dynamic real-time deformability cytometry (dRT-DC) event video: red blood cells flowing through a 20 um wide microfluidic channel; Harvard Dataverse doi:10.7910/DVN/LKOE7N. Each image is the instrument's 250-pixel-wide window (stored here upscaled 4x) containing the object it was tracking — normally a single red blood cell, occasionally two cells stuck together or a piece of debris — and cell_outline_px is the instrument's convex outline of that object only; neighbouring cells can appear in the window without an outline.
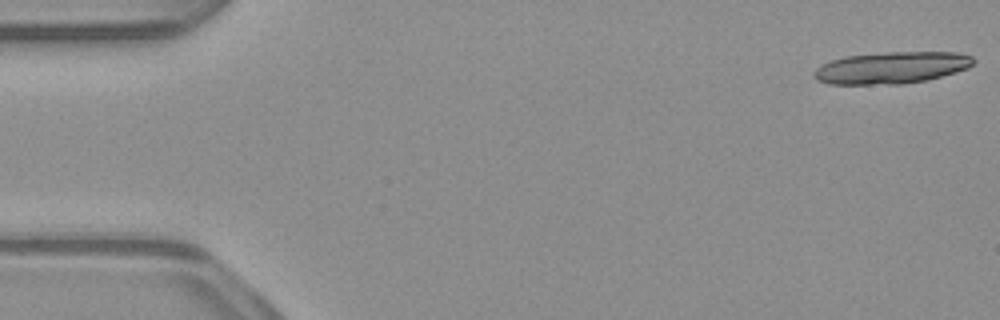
{"species": "common noctule bat (a hibernating species)", "species_latin": "Nyctalus noctula", "temperature_condition": "warm", "stored_images_in_passage": 17, "camera_frame_rate_fps": 3000, "um_per_image_px": 0.085, "animal": {"sex": "male", "body_mass_g": 23.1, "forearm_length_mm": 52.7}, "frame": {"image": 1, "passage_image": 1, "time_ms": 0.0, "image_size_px": [1000, 320], "cell_outline_px": [[976, 60], [968, 68], [956, 72], [928, 80], [904, 84], [828, 84], [816, 80], [812, 72], [816, 68], [832, 60], [844, 56], [888, 52], [960, 52], [972, 56]], "centroid_in_image_um": [75.8, 5.75], "position_along_channel_um": 9.2, "area_um2": 29.77}}